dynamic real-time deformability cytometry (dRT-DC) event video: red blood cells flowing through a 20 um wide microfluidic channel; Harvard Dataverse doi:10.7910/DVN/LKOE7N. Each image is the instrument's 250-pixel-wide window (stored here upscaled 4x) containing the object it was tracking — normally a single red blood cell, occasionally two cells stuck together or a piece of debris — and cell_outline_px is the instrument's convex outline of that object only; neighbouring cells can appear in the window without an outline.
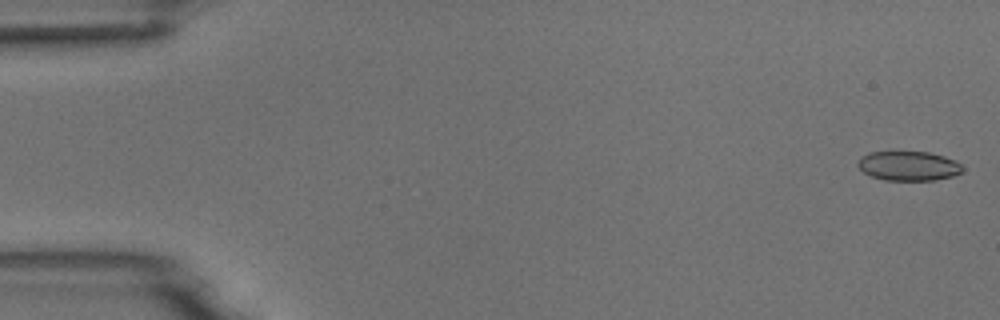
{"species": "common noctule bat (a hibernating species)", "species_latin": "Nyctalus noctula", "temperature_condition": "room temperature", "stored_images_in_passage": 6, "camera_frame_rate_fps": 3000, "um_per_image_px": 0.085, "animal": {"sex": "male", "body_mass_g": 18.8}, "frame": {"image": 1, "passage_image": 1, "time_ms": 0.0, "image_size_px": [1000, 320], "cell_outline_px": [[964, 168], [960, 172], [952, 176], [936, 180], [884, 180], [872, 176], [864, 172], [856, 164], [868, 152], [928, 152], [944, 156], [956, 160]], "centroid_in_image_um": [77.25, 14.1], "position_along_channel_um": 7.7, "area_um2": 17.8}}
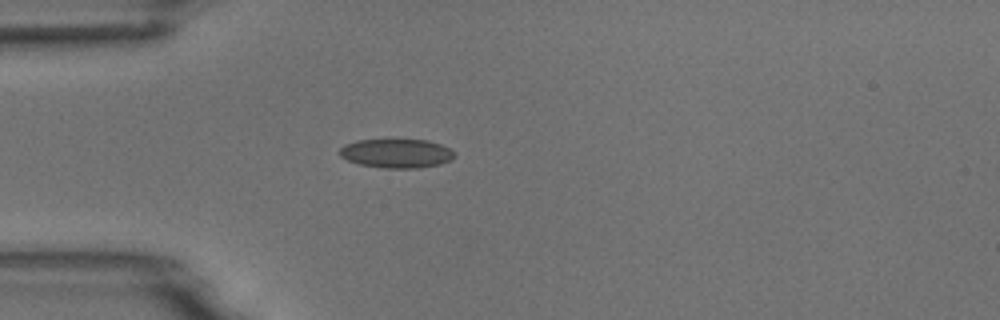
{"frame": {"image": 2, "passage_image": 5, "time_ms": 4.667, "image_size_px": [1000, 320], "cell_outline_px": [[456, 156], [452, 160], [440, 164], [420, 168], [380, 168], [360, 164], [348, 160], [340, 156], [340, 148], [344, 144], [356, 140], [428, 140], [440, 144], [456, 152]], "centroid_in_image_um": [33.73, 13.04], "position_along_channel_um": 51.3, "area_um2": 19.54}}